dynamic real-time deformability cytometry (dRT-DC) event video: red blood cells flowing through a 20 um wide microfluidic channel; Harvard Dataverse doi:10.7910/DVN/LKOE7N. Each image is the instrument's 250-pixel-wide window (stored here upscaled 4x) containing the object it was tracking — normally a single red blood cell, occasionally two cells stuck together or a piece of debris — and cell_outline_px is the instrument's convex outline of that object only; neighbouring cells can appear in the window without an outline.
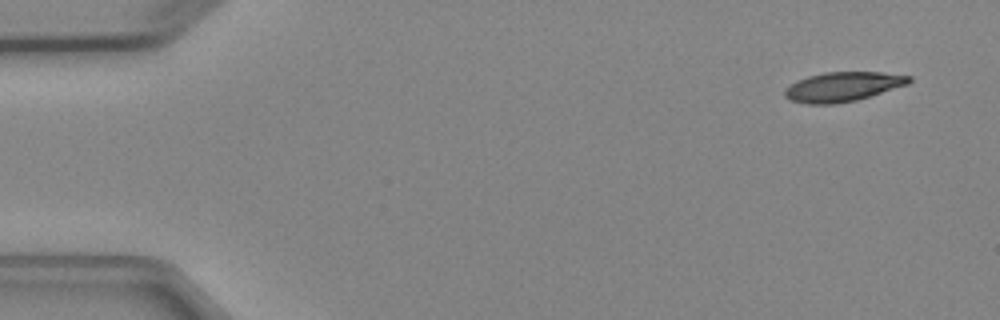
{"species": "Egyptian fruit bat (a non-hibernating species)", "species_latin": "Rousettus aegyptiacus", "temperature_condition": "cold", "stored_images_in_passage": 4, "camera_frame_rate_fps": 3000, "um_per_image_px": 0.085, "animal": {"sex": "female"}, "frame": {"image": 1, "passage_image": 1, "time_ms": 0.0, "image_size_px": [1000, 320], "cell_outline_px": [[912, 80], [908, 84], [856, 100], [836, 104], [808, 104], [788, 100], [784, 96], [784, 92], [796, 80], [808, 76], [824, 72], [880, 72], [912, 76]], "centroid_in_image_um": [71.62, 7.37], "position_along_channel_um": 13.4, "area_um2": 21.27}}
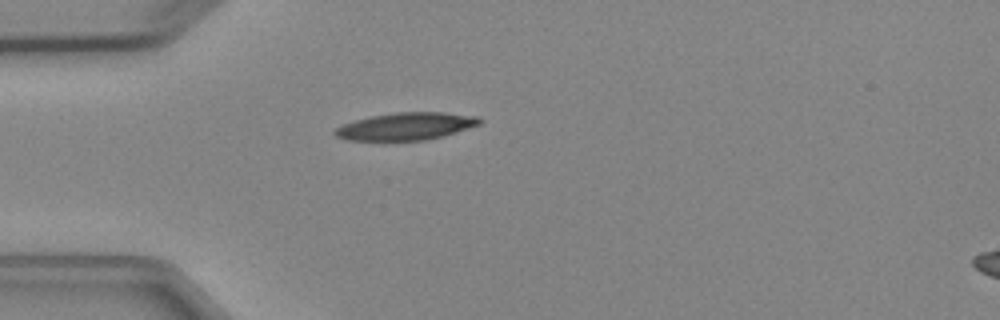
{"frame": {"image": 2, "passage_image": 4, "time_ms": 3.667, "image_size_px": [1000, 320], "cell_outline_px": [[484, 120], [480, 124], [444, 136], [428, 140], [384, 144], [344, 140], [336, 136], [332, 132], [336, 128], [344, 124], [356, 120], [372, 116], [396, 112], [444, 112], [476, 116]], "centroid_in_image_um": [34.44, 10.8], "position_along_channel_um": 50.6, "area_um2": 24.28}}